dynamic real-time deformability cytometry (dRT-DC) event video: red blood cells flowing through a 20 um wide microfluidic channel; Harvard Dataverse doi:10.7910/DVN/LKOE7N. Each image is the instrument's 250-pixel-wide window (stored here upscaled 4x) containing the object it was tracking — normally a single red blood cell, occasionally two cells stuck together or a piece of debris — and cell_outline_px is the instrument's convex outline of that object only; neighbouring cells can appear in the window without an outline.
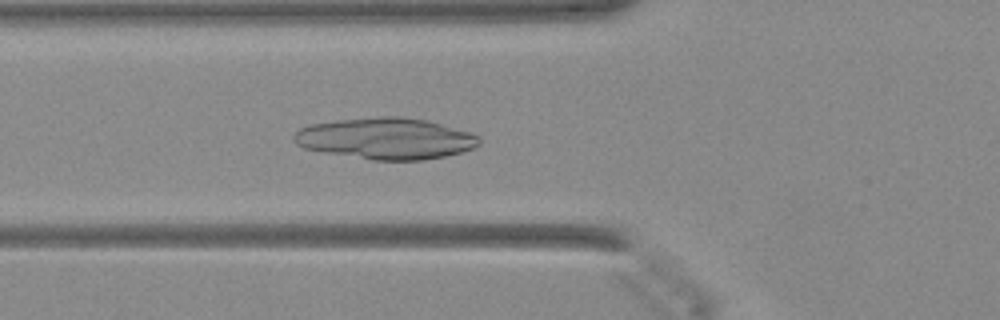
{"species": "Egyptian fruit bat (a non-hibernating species)", "species_latin": "Rousettus aegyptiacus", "temperature_condition": "warm", "stored_images_in_passage": 41, "camera_frame_rate_fps": 3000, "um_per_image_px": 0.085, "animal": {"sex": "female"}, "frame": {"image": 1, "passage_image": 16, "time_ms": 5.0, "image_size_px": [1000, 320], "cell_outline_px": [[480, 144], [472, 148], [460, 152], [444, 156], [424, 160], [372, 160], [324, 152], [304, 148], [296, 144], [292, 140], [292, 136], [300, 128], [312, 124], [336, 120], [376, 116], [400, 116], [428, 120], [472, 132], [480, 136]], "centroid_in_image_um": [32.81, 11.76], "position_along_channel_um": 93.0, "area_um2": 44.91}}
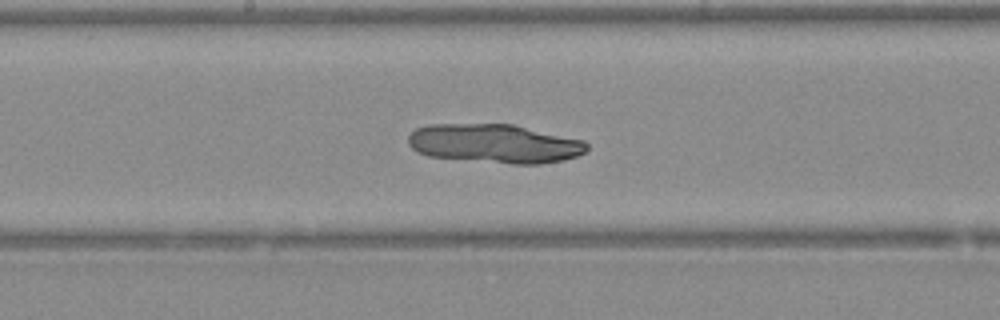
{"frame": {"image": 2, "passage_image": 24, "time_ms": 7.667, "image_size_px": [1000, 320], "cell_outline_px": [[588, 148], [584, 152], [576, 156], [564, 160], [540, 164], [512, 164], [428, 156], [412, 148], [408, 144], [408, 136], [416, 128], [428, 124], [516, 124], [584, 140], [588, 144]], "centroid_in_image_um": [42.07, 12.19], "position_along_channel_um": 206.1, "area_um2": 40.75}}
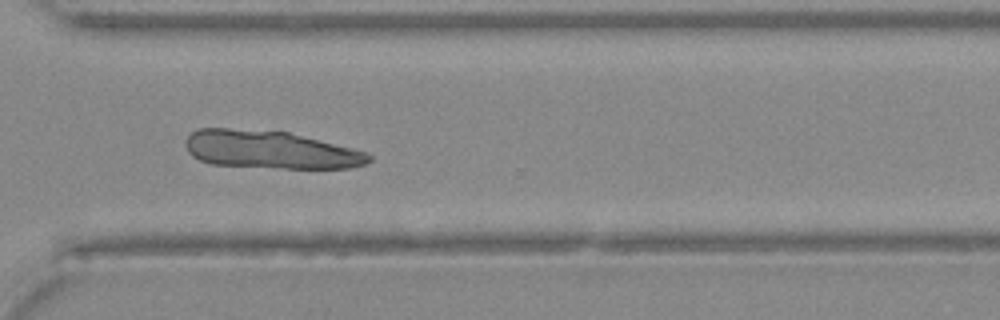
{"frame": {"image": 3, "passage_image": 34, "time_ms": 11.0, "image_size_px": [1000, 320], "cell_outline_px": [[372, 160], [364, 164], [352, 168], [284, 168], [212, 164], [200, 160], [192, 156], [188, 152], [184, 144], [184, 140], [192, 132], [200, 128], [228, 128], [288, 132], [368, 152], [372, 156]], "centroid_in_image_um": [22.96, 12.73], "position_along_channel_um": 347.6, "area_um2": 40.4}}